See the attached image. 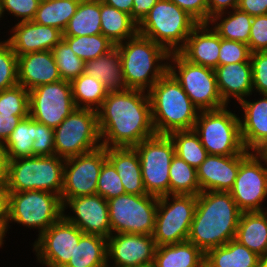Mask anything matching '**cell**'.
Returning a JSON list of instances; mask_svg holds the SVG:
<instances>
[{"mask_svg": "<svg viewBox=\"0 0 267 267\" xmlns=\"http://www.w3.org/2000/svg\"><path fill=\"white\" fill-rule=\"evenodd\" d=\"M60 78L72 82L84 73L85 62L62 39L52 50Z\"/></svg>", "mask_w": 267, "mask_h": 267, "instance_id": "obj_41", "label": "cell"}, {"mask_svg": "<svg viewBox=\"0 0 267 267\" xmlns=\"http://www.w3.org/2000/svg\"><path fill=\"white\" fill-rule=\"evenodd\" d=\"M134 148L140 159L147 194L156 197L169 195V169L175 156L174 143L169 135L155 134Z\"/></svg>", "mask_w": 267, "mask_h": 267, "instance_id": "obj_13", "label": "cell"}, {"mask_svg": "<svg viewBox=\"0 0 267 267\" xmlns=\"http://www.w3.org/2000/svg\"><path fill=\"white\" fill-rule=\"evenodd\" d=\"M104 4L114 7L119 11L125 12L130 15L133 9V0H100Z\"/></svg>", "mask_w": 267, "mask_h": 267, "instance_id": "obj_56", "label": "cell"}, {"mask_svg": "<svg viewBox=\"0 0 267 267\" xmlns=\"http://www.w3.org/2000/svg\"><path fill=\"white\" fill-rule=\"evenodd\" d=\"M260 256L232 239L205 253V267H257Z\"/></svg>", "mask_w": 267, "mask_h": 267, "instance_id": "obj_30", "label": "cell"}, {"mask_svg": "<svg viewBox=\"0 0 267 267\" xmlns=\"http://www.w3.org/2000/svg\"><path fill=\"white\" fill-rule=\"evenodd\" d=\"M208 2V22L216 14L226 12L227 8H237L239 0H207Z\"/></svg>", "mask_w": 267, "mask_h": 267, "instance_id": "obj_54", "label": "cell"}, {"mask_svg": "<svg viewBox=\"0 0 267 267\" xmlns=\"http://www.w3.org/2000/svg\"><path fill=\"white\" fill-rule=\"evenodd\" d=\"M64 165L57 155L8 160L6 186L9 192L41 190L61 197Z\"/></svg>", "mask_w": 267, "mask_h": 267, "instance_id": "obj_5", "label": "cell"}, {"mask_svg": "<svg viewBox=\"0 0 267 267\" xmlns=\"http://www.w3.org/2000/svg\"><path fill=\"white\" fill-rule=\"evenodd\" d=\"M68 206L75 216L65 214ZM63 216L85 234L99 235L106 239L111 234L108 202L98 194L68 199L63 204Z\"/></svg>", "mask_w": 267, "mask_h": 267, "instance_id": "obj_19", "label": "cell"}, {"mask_svg": "<svg viewBox=\"0 0 267 267\" xmlns=\"http://www.w3.org/2000/svg\"><path fill=\"white\" fill-rule=\"evenodd\" d=\"M102 146L135 147L155 135L148 92H108L97 110Z\"/></svg>", "mask_w": 267, "mask_h": 267, "instance_id": "obj_1", "label": "cell"}, {"mask_svg": "<svg viewBox=\"0 0 267 267\" xmlns=\"http://www.w3.org/2000/svg\"><path fill=\"white\" fill-rule=\"evenodd\" d=\"M33 156H53L54 129L35 121V136L33 141Z\"/></svg>", "mask_w": 267, "mask_h": 267, "instance_id": "obj_46", "label": "cell"}, {"mask_svg": "<svg viewBox=\"0 0 267 267\" xmlns=\"http://www.w3.org/2000/svg\"><path fill=\"white\" fill-rule=\"evenodd\" d=\"M116 47L128 89L148 92L168 71L170 53L152 39L137 33Z\"/></svg>", "mask_w": 267, "mask_h": 267, "instance_id": "obj_4", "label": "cell"}, {"mask_svg": "<svg viewBox=\"0 0 267 267\" xmlns=\"http://www.w3.org/2000/svg\"><path fill=\"white\" fill-rule=\"evenodd\" d=\"M6 41L18 56L30 52L51 51L62 39L63 32L33 21L16 23Z\"/></svg>", "mask_w": 267, "mask_h": 267, "instance_id": "obj_21", "label": "cell"}, {"mask_svg": "<svg viewBox=\"0 0 267 267\" xmlns=\"http://www.w3.org/2000/svg\"><path fill=\"white\" fill-rule=\"evenodd\" d=\"M179 8L183 9L198 24L208 23V2L207 0H170Z\"/></svg>", "mask_w": 267, "mask_h": 267, "instance_id": "obj_50", "label": "cell"}, {"mask_svg": "<svg viewBox=\"0 0 267 267\" xmlns=\"http://www.w3.org/2000/svg\"><path fill=\"white\" fill-rule=\"evenodd\" d=\"M248 46L251 53L267 51V14L252 18Z\"/></svg>", "mask_w": 267, "mask_h": 267, "instance_id": "obj_49", "label": "cell"}, {"mask_svg": "<svg viewBox=\"0 0 267 267\" xmlns=\"http://www.w3.org/2000/svg\"><path fill=\"white\" fill-rule=\"evenodd\" d=\"M111 234L153 235L158 197L123 194L107 200Z\"/></svg>", "mask_w": 267, "mask_h": 267, "instance_id": "obj_12", "label": "cell"}, {"mask_svg": "<svg viewBox=\"0 0 267 267\" xmlns=\"http://www.w3.org/2000/svg\"><path fill=\"white\" fill-rule=\"evenodd\" d=\"M63 216L59 195L41 190L9 192V222L38 229V236Z\"/></svg>", "mask_w": 267, "mask_h": 267, "instance_id": "obj_10", "label": "cell"}, {"mask_svg": "<svg viewBox=\"0 0 267 267\" xmlns=\"http://www.w3.org/2000/svg\"><path fill=\"white\" fill-rule=\"evenodd\" d=\"M107 160L106 147L65 159L61 201L97 192V181L103 163Z\"/></svg>", "mask_w": 267, "mask_h": 267, "instance_id": "obj_16", "label": "cell"}, {"mask_svg": "<svg viewBox=\"0 0 267 267\" xmlns=\"http://www.w3.org/2000/svg\"><path fill=\"white\" fill-rule=\"evenodd\" d=\"M221 37L209 23H199L178 53L188 62L215 69L219 66Z\"/></svg>", "mask_w": 267, "mask_h": 267, "instance_id": "obj_22", "label": "cell"}, {"mask_svg": "<svg viewBox=\"0 0 267 267\" xmlns=\"http://www.w3.org/2000/svg\"><path fill=\"white\" fill-rule=\"evenodd\" d=\"M251 51L248 44L221 38L219 66L251 62Z\"/></svg>", "mask_w": 267, "mask_h": 267, "instance_id": "obj_45", "label": "cell"}, {"mask_svg": "<svg viewBox=\"0 0 267 267\" xmlns=\"http://www.w3.org/2000/svg\"><path fill=\"white\" fill-rule=\"evenodd\" d=\"M96 194L106 200L126 194L120 176L108 160L101 167Z\"/></svg>", "mask_w": 267, "mask_h": 267, "instance_id": "obj_44", "label": "cell"}, {"mask_svg": "<svg viewBox=\"0 0 267 267\" xmlns=\"http://www.w3.org/2000/svg\"><path fill=\"white\" fill-rule=\"evenodd\" d=\"M35 120L29 115L23 118L2 145L8 160L33 157Z\"/></svg>", "mask_w": 267, "mask_h": 267, "instance_id": "obj_37", "label": "cell"}, {"mask_svg": "<svg viewBox=\"0 0 267 267\" xmlns=\"http://www.w3.org/2000/svg\"><path fill=\"white\" fill-rule=\"evenodd\" d=\"M18 84V57L11 45L0 41V91Z\"/></svg>", "mask_w": 267, "mask_h": 267, "instance_id": "obj_43", "label": "cell"}, {"mask_svg": "<svg viewBox=\"0 0 267 267\" xmlns=\"http://www.w3.org/2000/svg\"><path fill=\"white\" fill-rule=\"evenodd\" d=\"M106 157L120 176L126 193L147 194L143 184L140 159L134 147L106 148Z\"/></svg>", "mask_w": 267, "mask_h": 267, "instance_id": "obj_26", "label": "cell"}, {"mask_svg": "<svg viewBox=\"0 0 267 267\" xmlns=\"http://www.w3.org/2000/svg\"><path fill=\"white\" fill-rule=\"evenodd\" d=\"M41 0H2V10L21 18L19 22L32 21Z\"/></svg>", "mask_w": 267, "mask_h": 267, "instance_id": "obj_48", "label": "cell"}, {"mask_svg": "<svg viewBox=\"0 0 267 267\" xmlns=\"http://www.w3.org/2000/svg\"><path fill=\"white\" fill-rule=\"evenodd\" d=\"M170 201L169 202V200ZM197 196L169 194L158 197L153 239L157 247L187 241Z\"/></svg>", "mask_w": 267, "mask_h": 267, "instance_id": "obj_11", "label": "cell"}, {"mask_svg": "<svg viewBox=\"0 0 267 267\" xmlns=\"http://www.w3.org/2000/svg\"><path fill=\"white\" fill-rule=\"evenodd\" d=\"M214 72L219 93L227 105L231 97L240 102L254 92L251 62L217 66Z\"/></svg>", "mask_w": 267, "mask_h": 267, "instance_id": "obj_25", "label": "cell"}, {"mask_svg": "<svg viewBox=\"0 0 267 267\" xmlns=\"http://www.w3.org/2000/svg\"><path fill=\"white\" fill-rule=\"evenodd\" d=\"M257 267H267V254L259 258Z\"/></svg>", "mask_w": 267, "mask_h": 267, "instance_id": "obj_59", "label": "cell"}, {"mask_svg": "<svg viewBox=\"0 0 267 267\" xmlns=\"http://www.w3.org/2000/svg\"><path fill=\"white\" fill-rule=\"evenodd\" d=\"M263 97L253 102L244 98L238 103L244 112V118H240L241 137L250 152H260L267 145V94Z\"/></svg>", "mask_w": 267, "mask_h": 267, "instance_id": "obj_24", "label": "cell"}, {"mask_svg": "<svg viewBox=\"0 0 267 267\" xmlns=\"http://www.w3.org/2000/svg\"><path fill=\"white\" fill-rule=\"evenodd\" d=\"M174 143L175 155L197 169L209 155L198 134L192 130L175 131L169 134Z\"/></svg>", "mask_w": 267, "mask_h": 267, "instance_id": "obj_39", "label": "cell"}, {"mask_svg": "<svg viewBox=\"0 0 267 267\" xmlns=\"http://www.w3.org/2000/svg\"><path fill=\"white\" fill-rule=\"evenodd\" d=\"M101 34L114 46L133 38L138 33V24L129 14L100 1Z\"/></svg>", "mask_w": 267, "mask_h": 267, "instance_id": "obj_31", "label": "cell"}, {"mask_svg": "<svg viewBox=\"0 0 267 267\" xmlns=\"http://www.w3.org/2000/svg\"><path fill=\"white\" fill-rule=\"evenodd\" d=\"M200 192L197 169L175 155L169 169V194L197 196Z\"/></svg>", "mask_w": 267, "mask_h": 267, "instance_id": "obj_38", "label": "cell"}, {"mask_svg": "<svg viewBox=\"0 0 267 267\" xmlns=\"http://www.w3.org/2000/svg\"><path fill=\"white\" fill-rule=\"evenodd\" d=\"M83 232L64 216L45 230L33 244L39 263L45 267H64Z\"/></svg>", "mask_w": 267, "mask_h": 267, "instance_id": "obj_17", "label": "cell"}, {"mask_svg": "<svg viewBox=\"0 0 267 267\" xmlns=\"http://www.w3.org/2000/svg\"><path fill=\"white\" fill-rule=\"evenodd\" d=\"M5 13H3V10H2V0H0V18L2 16H4ZM1 20V19H0Z\"/></svg>", "mask_w": 267, "mask_h": 267, "instance_id": "obj_61", "label": "cell"}, {"mask_svg": "<svg viewBox=\"0 0 267 267\" xmlns=\"http://www.w3.org/2000/svg\"><path fill=\"white\" fill-rule=\"evenodd\" d=\"M80 0H41L33 22L64 31Z\"/></svg>", "mask_w": 267, "mask_h": 267, "instance_id": "obj_35", "label": "cell"}, {"mask_svg": "<svg viewBox=\"0 0 267 267\" xmlns=\"http://www.w3.org/2000/svg\"><path fill=\"white\" fill-rule=\"evenodd\" d=\"M250 153L234 156L208 155L197 168V178L201 192L224 191L229 192L235 183L241 161Z\"/></svg>", "mask_w": 267, "mask_h": 267, "instance_id": "obj_20", "label": "cell"}, {"mask_svg": "<svg viewBox=\"0 0 267 267\" xmlns=\"http://www.w3.org/2000/svg\"><path fill=\"white\" fill-rule=\"evenodd\" d=\"M8 231V220H0V247H2L5 240V234Z\"/></svg>", "mask_w": 267, "mask_h": 267, "instance_id": "obj_58", "label": "cell"}, {"mask_svg": "<svg viewBox=\"0 0 267 267\" xmlns=\"http://www.w3.org/2000/svg\"><path fill=\"white\" fill-rule=\"evenodd\" d=\"M71 50L81 60L88 61L107 54L115 46L102 34L78 37H63Z\"/></svg>", "mask_w": 267, "mask_h": 267, "instance_id": "obj_40", "label": "cell"}, {"mask_svg": "<svg viewBox=\"0 0 267 267\" xmlns=\"http://www.w3.org/2000/svg\"><path fill=\"white\" fill-rule=\"evenodd\" d=\"M241 214L230 192H200L187 241L204 253L225 245L235 239Z\"/></svg>", "mask_w": 267, "mask_h": 267, "instance_id": "obj_2", "label": "cell"}, {"mask_svg": "<svg viewBox=\"0 0 267 267\" xmlns=\"http://www.w3.org/2000/svg\"><path fill=\"white\" fill-rule=\"evenodd\" d=\"M260 153L267 158V145L260 151Z\"/></svg>", "mask_w": 267, "mask_h": 267, "instance_id": "obj_60", "label": "cell"}, {"mask_svg": "<svg viewBox=\"0 0 267 267\" xmlns=\"http://www.w3.org/2000/svg\"><path fill=\"white\" fill-rule=\"evenodd\" d=\"M73 101L76 108L97 111L106 98L108 91L103 83L86 73L71 82Z\"/></svg>", "mask_w": 267, "mask_h": 267, "instance_id": "obj_36", "label": "cell"}, {"mask_svg": "<svg viewBox=\"0 0 267 267\" xmlns=\"http://www.w3.org/2000/svg\"><path fill=\"white\" fill-rule=\"evenodd\" d=\"M159 0H133L131 18L139 24Z\"/></svg>", "mask_w": 267, "mask_h": 267, "instance_id": "obj_53", "label": "cell"}, {"mask_svg": "<svg viewBox=\"0 0 267 267\" xmlns=\"http://www.w3.org/2000/svg\"><path fill=\"white\" fill-rule=\"evenodd\" d=\"M198 23L170 0H159L138 24V34L178 52Z\"/></svg>", "mask_w": 267, "mask_h": 267, "instance_id": "obj_6", "label": "cell"}, {"mask_svg": "<svg viewBox=\"0 0 267 267\" xmlns=\"http://www.w3.org/2000/svg\"><path fill=\"white\" fill-rule=\"evenodd\" d=\"M27 116H14V114L0 113V145H3L9 138L19 122Z\"/></svg>", "mask_w": 267, "mask_h": 267, "instance_id": "obj_51", "label": "cell"}, {"mask_svg": "<svg viewBox=\"0 0 267 267\" xmlns=\"http://www.w3.org/2000/svg\"><path fill=\"white\" fill-rule=\"evenodd\" d=\"M142 267H154V265L151 264V265H148V266H142Z\"/></svg>", "mask_w": 267, "mask_h": 267, "instance_id": "obj_62", "label": "cell"}, {"mask_svg": "<svg viewBox=\"0 0 267 267\" xmlns=\"http://www.w3.org/2000/svg\"><path fill=\"white\" fill-rule=\"evenodd\" d=\"M64 267H108L107 239L83 233Z\"/></svg>", "mask_w": 267, "mask_h": 267, "instance_id": "obj_32", "label": "cell"}, {"mask_svg": "<svg viewBox=\"0 0 267 267\" xmlns=\"http://www.w3.org/2000/svg\"><path fill=\"white\" fill-rule=\"evenodd\" d=\"M9 217V190L7 186H0V220Z\"/></svg>", "mask_w": 267, "mask_h": 267, "instance_id": "obj_55", "label": "cell"}, {"mask_svg": "<svg viewBox=\"0 0 267 267\" xmlns=\"http://www.w3.org/2000/svg\"><path fill=\"white\" fill-rule=\"evenodd\" d=\"M235 240L262 257L267 254V210L242 212Z\"/></svg>", "mask_w": 267, "mask_h": 267, "instance_id": "obj_28", "label": "cell"}, {"mask_svg": "<svg viewBox=\"0 0 267 267\" xmlns=\"http://www.w3.org/2000/svg\"><path fill=\"white\" fill-rule=\"evenodd\" d=\"M253 90L267 94V51L251 53Z\"/></svg>", "mask_w": 267, "mask_h": 267, "instance_id": "obj_47", "label": "cell"}, {"mask_svg": "<svg viewBox=\"0 0 267 267\" xmlns=\"http://www.w3.org/2000/svg\"><path fill=\"white\" fill-rule=\"evenodd\" d=\"M60 80L52 51L30 52L18 56V84L28 91Z\"/></svg>", "mask_w": 267, "mask_h": 267, "instance_id": "obj_23", "label": "cell"}, {"mask_svg": "<svg viewBox=\"0 0 267 267\" xmlns=\"http://www.w3.org/2000/svg\"><path fill=\"white\" fill-rule=\"evenodd\" d=\"M227 107L198 113L193 130L210 155L234 156L246 150L241 137L240 117Z\"/></svg>", "mask_w": 267, "mask_h": 267, "instance_id": "obj_7", "label": "cell"}, {"mask_svg": "<svg viewBox=\"0 0 267 267\" xmlns=\"http://www.w3.org/2000/svg\"><path fill=\"white\" fill-rule=\"evenodd\" d=\"M0 113L29 116V91L19 84L0 91Z\"/></svg>", "mask_w": 267, "mask_h": 267, "instance_id": "obj_42", "label": "cell"}, {"mask_svg": "<svg viewBox=\"0 0 267 267\" xmlns=\"http://www.w3.org/2000/svg\"><path fill=\"white\" fill-rule=\"evenodd\" d=\"M229 192L242 212L267 210L262 205L267 197V158L260 152H250L241 161Z\"/></svg>", "mask_w": 267, "mask_h": 267, "instance_id": "obj_14", "label": "cell"}, {"mask_svg": "<svg viewBox=\"0 0 267 267\" xmlns=\"http://www.w3.org/2000/svg\"><path fill=\"white\" fill-rule=\"evenodd\" d=\"M252 18L247 12L234 8L214 15L208 23L214 24L212 28L221 38L249 44Z\"/></svg>", "mask_w": 267, "mask_h": 267, "instance_id": "obj_33", "label": "cell"}, {"mask_svg": "<svg viewBox=\"0 0 267 267\" xmlns=\"http://www.w3.org/2000/svg\"><path fill=\"white\" fill-rule=\"evenodd\" d=\"M154 267H205V253L193 243L162 245L156 247Z\"/></svg>", "mask_w": 267, "mask_h": 267, "instance_id": "obj_29", "label": "cell"}, {"mask_svg": "<svg viewBox=\"0 0 267 267\" xmlns=\"http://www.w3.org/2000/svg\"><path fill=\"white\" fill-rule=\"evenodd\" d=\"M237 8L250 16L267 14V0H239Z\"/></svg>", "mask_w": 267, "mask_h": 267, "instance_id": "obj_52", "label": "cell"}, {"mask_svg": "<svg viewBox=\"0 0 267 267\" xmlns=\"http://www.w3.org/2000/svg\"><path fill=\"white\" fill-rule=\"evenodd\" d=\"M75 108L71 82L61 79L29 91V115L53 129Z\"/></svg>", "mask_w": 267, "mask_h": 267, "instance_id": "obj_15", "label": "cell"}, {"mask_svg": "<svg viewBox=\"0 0 267 267\" xmlns=\"http://www.w3.org/2000/svg\"><path fill=\"white\" fill-rule=\"evenodd\" d=\"M101 34L100 0H81L76 13L63 31V37Z\"/></svg>", "mask_w": 267, "mask_h": 267, "instance_id": "obj_34", "label": "cell"}, {"mask_svg": "<svg viewBox=\"0 0 267 267\" xmlns=\"http://www.w3.org/2000/svg\"><path fill=\"white\" fill-rule=\"evenodd\" d=\"M102 146L97 111L75 108L54 129L55 155L68 159Z\"/></svg>", "mask_w": 267, "mask_h": 267, "instance_id": "obj_8", "label": "cell"}, {"mask_svg": "<svg viewBox=\"0 0 267 267\" xmlns=\"http://www.w3.org/2000/svg\"><path fill=\"white\" fill-rule=\"evenodd\" d=\"M153 235L117 233L107 238L108 267H142L153 264L156 250Z\"/></svg>", "mask_w": 267, "mask_h": 267, "instance_id": "obj_18", "label": "cell"}, {"mask_svg": "<svg viewBox=\"0 0 267 267\" xmlns=\"http://www.w3.org/2000/svg\"><path fill=\"white\" fill-rule=\"evenodd\" d=\"M156 134L192 130L200 112L175 77L167 71L148 91Z\"/></svg>", "mask_w": 267, "mask_h": 267, "instance_id": "obj_3", "label": "cell"}, {"mask_svg": "<svg viewBox=\"0 0 267 267\" xmlns=\"http://www.w3.org/2000/svg\"><path fill=\"white\" fill-rule=\"evenodd\" d=\"M84 73L100 80L108 92L126 91L120 51L115 46L107 54L85 61Z\"/></svg>", "mask_w": 267, "mask_h": 267, "instance_id": "obj_27", "label": "cell"}, {"mask_svg": "<svg viewBox=\"0 0 267 267\" xmlns=\"http://www.w3.org/2000/svg\"><path fill=\"white\" fill-rule=\"evenodd\" d=\"M168 61V71L199 111L216 110L227 105L219 93L214 69L190 63L178 52L170 53Z\"/></svg>", "mask_w": 267, "mask_h": 267, "instance_id": "obj_9", "label": "cell"}, {"mask_svg": "<svg viewBox=\"0 0 267 267\" xmlns=\"http://www.w3.org/2000/svg\"><path fill=\"white\" fill-rule=\"evenodd\" d=\"M7 166H8L7 155L2 145H0V186H6Z\"/></svg>", "mask_w": 267, "mask_h": 267, "instance_id": "obj_57", "label": "cell"}]
</instances>
